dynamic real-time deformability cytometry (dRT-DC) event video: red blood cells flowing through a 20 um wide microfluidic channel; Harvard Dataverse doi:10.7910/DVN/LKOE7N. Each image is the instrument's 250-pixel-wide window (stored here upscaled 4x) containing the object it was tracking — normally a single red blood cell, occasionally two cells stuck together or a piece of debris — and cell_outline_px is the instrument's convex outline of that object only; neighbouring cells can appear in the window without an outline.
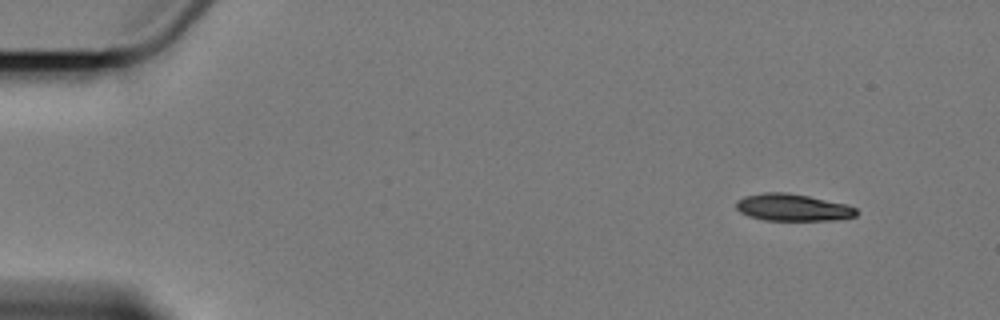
{"species": "Egyptian fruit bat (a non-hibernating species)", "species_latin": "Rousettus aegyptiacus", "temperature_condition": "cold", "stored_images_in_passage": 10, "camera_frame_rate_fps": 3000, "um_per_image_px": 0.085, "animal": {"sex": "female"}, "frame": {"image": 1, "passage_image": 1, "time_ms": 0.0, "image_size_px": [1000, 320], "cell_outline_px": [[860, 212], [856, 216], [836, 220], [764, 220], [748, 216], [740, 212], [736, 208], [736, 200], [744, 196], [764, 192], [788, 192], [808, 196], [844, 204], [856, 208]], "centroid_in_image_um": [67.36, 17.63], "position_along_channel_um": 17.6, "area_um2": 19.02}}
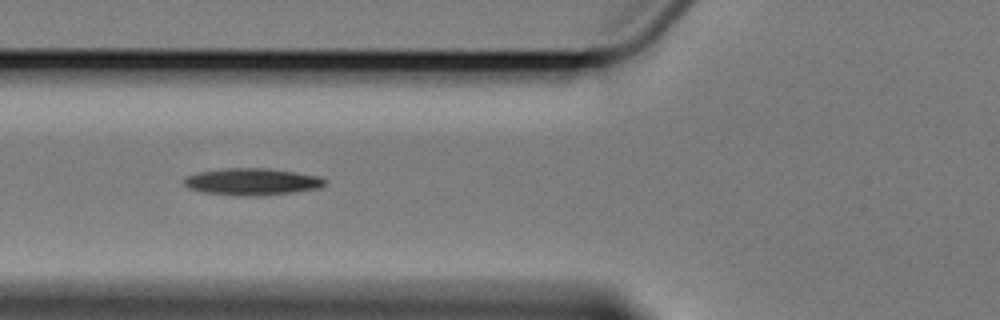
{"frame": {"image": 2, "passage_image": 6, "time_ms": 5.667, "image_size_px": [1000, 320], "cell_outline_px": [[328, 184], [320, 188], [292, 192], [256, 196], [240, 196], [204, 192], [188, 188], [184, 184], [184, 180], [188, 176], [200, 172], [224, 168], [268, 168], [296, 172], [320, 176], [328, 180]], "centroid_in_image_um": [21.49, 15.44], "position_along_channel_um": 104.3, "area_um2": 22.14}}
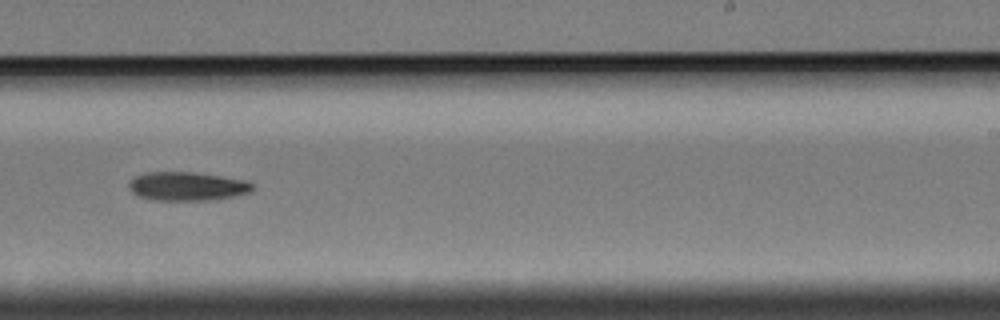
{"frame": {"image": 3, "passage_image": 10, "time_ms": 10.667, "image_size_px": [1000, 320], "cell_outline_px": [[256, 188], [252, 192], [232, 196], [208, 200], [152, 200], [140, 196], [132, 192], [128, 188], [128, 184], [136, 176], [144, 172], [196, 172], [248, 180], [256, 184]], "centroid_in_image_um": [15.97, 15.82], "position_along_channel_um": 273.0, "area_um2": 20.92}}